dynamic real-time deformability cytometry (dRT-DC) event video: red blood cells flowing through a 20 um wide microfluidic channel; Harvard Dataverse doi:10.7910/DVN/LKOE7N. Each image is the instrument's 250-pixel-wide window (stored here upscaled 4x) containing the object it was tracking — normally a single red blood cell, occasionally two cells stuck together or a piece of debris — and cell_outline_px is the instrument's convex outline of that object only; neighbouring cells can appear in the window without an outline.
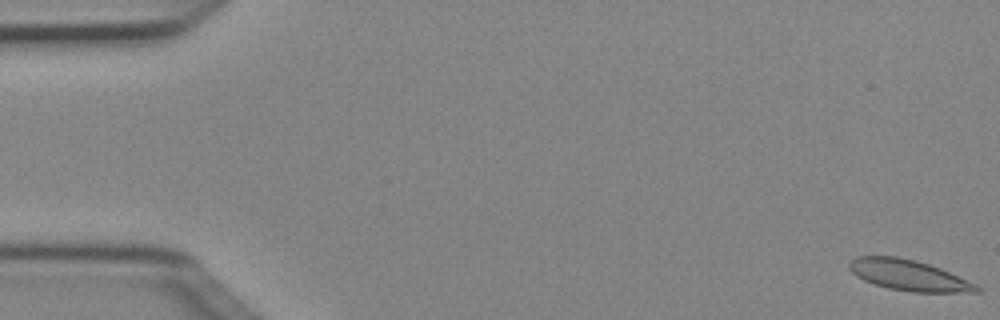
{"species": "Egyptian fruit bat (a non-hibernating species)", "species_latin": "Rousettus aegyptiacus", "temperature_condition": "cold", "stored_images_in_passage": 5, "camera_frame_rate_fps": 3000, "um_per_image_px": 0.085, "animal": {"sex": "female"}, "frame": {"image": 1, "passage_image": 1, "time_ms": 0.0, "image_size_px": [1000, 320], "cell_outline_px": [[984, 288], [980, 292], [912, 292], [888, 288], [864, 280], [856, 276], [848, 268], [848, 264], [856, 256], [896, 256], [916, 260], [940, 268], [976, 284]], "centroid_in_image_um": [77.25, 23.39], "position_along_channel_um": 7.7, "area_um2": 22.77}}
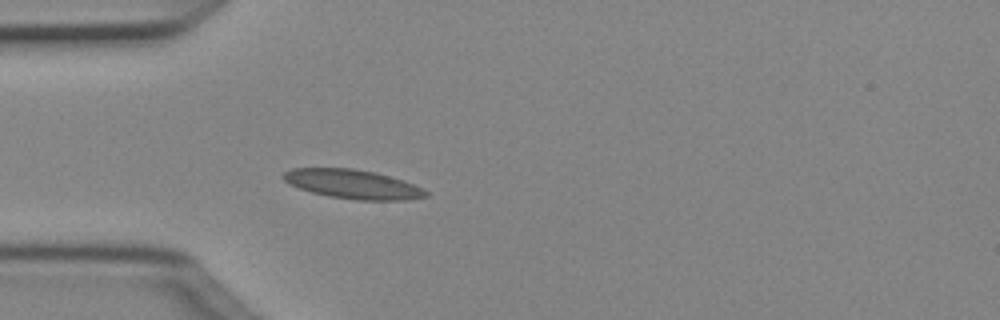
{"frame": {"image": 2, "passage_image": 5, "time_ms": 1.333, "image_size_px": [1000, 320], "cell_outline_px": [[428, 196], [408, 200], [356, 200], [328, 196], [312, 192], [288, 184], [280, 176], [284, 172], [292, 168], [352, 168], [376, 172], [404, 180], [428, 192]], "centroid_in_image_um": [29.96, 15.65], "position_along_channel_um": 55.0, "area_um2": 24.22}}